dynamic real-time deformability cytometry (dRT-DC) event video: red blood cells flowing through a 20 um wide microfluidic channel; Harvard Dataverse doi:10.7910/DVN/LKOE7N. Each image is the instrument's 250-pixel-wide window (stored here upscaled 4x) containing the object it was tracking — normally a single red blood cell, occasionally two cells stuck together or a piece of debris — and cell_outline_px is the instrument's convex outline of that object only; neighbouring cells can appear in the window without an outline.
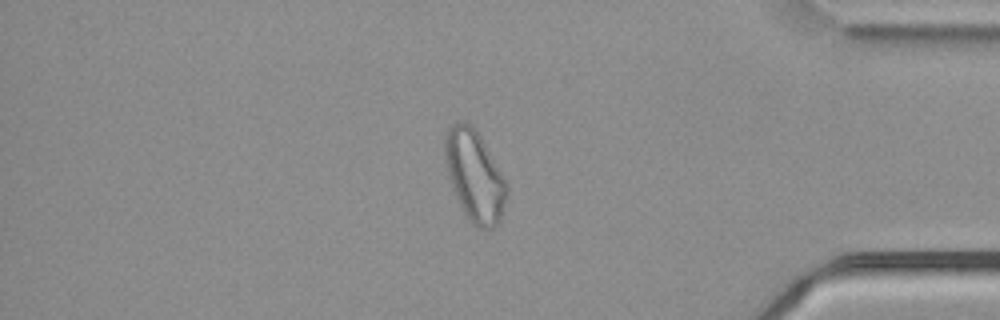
{"species": "common noctule bat (a hibernating species)", "species_latin": "Nyctalus noctula", "temperature_condition": "cold", "stored_images_in_passage": 55, "camera_frame_rate_fps": 3000, "um_per_image_px": 0.085, "animal": {"sex": "male", "body_mass_g": 21.5, "forearm_length_mm": 52.0}, "frame": {"image": 1, "passage_image": 47, "time_ms": 15.333, "image_size_px": [1000, 320], "cell_outline_px": [[508, 192], [500, 220], [492, 228], [480, 228], [472, 224], [468, 220], [452, 188], [448, 176], [444, 156], [444, 136], [448, 128], [452, 124], [460, 120], [468, 124], [480, 136], [504, 176], [508, 184]], "centroid_in_image_um": [40.33, 14.95], "position_along_channel_um": 394.9, "area_um2": 32.66}}